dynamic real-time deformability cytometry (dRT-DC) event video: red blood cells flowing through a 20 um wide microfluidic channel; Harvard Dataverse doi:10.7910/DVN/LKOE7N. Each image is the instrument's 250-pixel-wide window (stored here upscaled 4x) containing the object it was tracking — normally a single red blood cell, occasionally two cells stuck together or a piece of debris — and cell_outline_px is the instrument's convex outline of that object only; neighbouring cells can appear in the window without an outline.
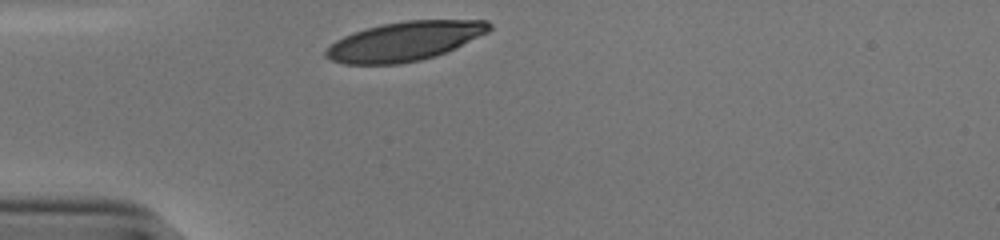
{"species": "human", "species_latin": "Homo sapiens", "temperature_condition": "cold", "stored_images_in_passage": 28, "camera_frame_rate_fps": 3000, "um_per_image_px": 0.085, "donor": {"sex": "male"}, "frame": {"image": 1, "passage_image": 1, "time_ms": 0.0, "image_size_px": [1000, 240], "cell_outline_px": [[492, 28], [488, 32], [456, 48], [436, 56], [420, 60], [400, 64], [344, 64], [332, 60], [324, 56], [324, 52], [336, 40], [344, 36], [368, 28], [384, 24], [408, 20], [488, 20], [492, 24]], "centroid_in_image_um": [34.44, 3.51], "position_along_channel_um": 50.6, "area_um2": 37.17}}
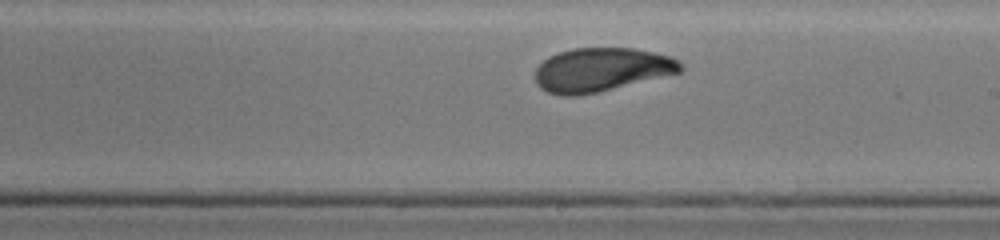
{"frame": {"image": 2, "passage_image": 17, "time_ms": 5.333, "image_size_px": [1000, 240], "cell_outline_px": [[684, 68], [680, 72], [596, 92], [576, 96], [560, 96], [548, 92], [540, 88], [536, 84], [536, 68], [548, 56], [572, 48], [632, 48], [672, 56], [684, 64]], "centroid_in_image_um": [51.1, 5.92], "position_along_channel_um": 237.9, "area_um2": 36.88}}
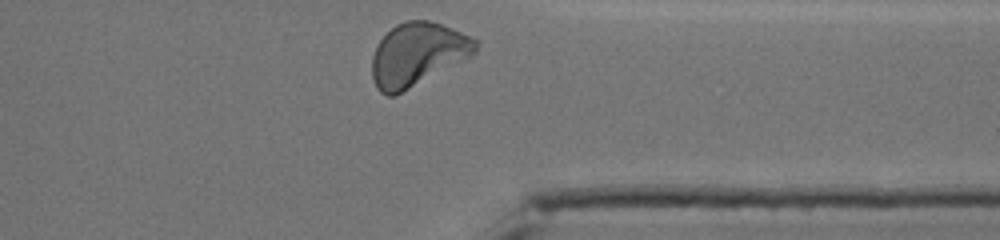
{"frame": {"image": 3, "passage_image": 28, "time_ms": 9.0, "image_size_px": [1000, 240], "cell_outline_px": [[480, 44], [476, 52], [468, 60], [396, 96], [388, 96], [380, 92], [376, 88], [372, 80], [372, 56], [376, 44], [396, 24], [404, 20], [428, 20], [452, 28], [472, 36], [480, 40]], "centroid_in_image_um": [35.53, 4.64], "position_along_channel_um": 375.9, "area_um2": 39.13}, "authors_computed_cell_mechanics": {"area_um2": 37.1654, "velocity_mm_per_s": 3.8217, "shape_relaxation_time_tau1_ms": 3.4557, "shape_relaxation_time_tau2_ms": 0.8897, "deformation_change_tau1": 0.1465, "deformation_change_tau2": 0.0508}}